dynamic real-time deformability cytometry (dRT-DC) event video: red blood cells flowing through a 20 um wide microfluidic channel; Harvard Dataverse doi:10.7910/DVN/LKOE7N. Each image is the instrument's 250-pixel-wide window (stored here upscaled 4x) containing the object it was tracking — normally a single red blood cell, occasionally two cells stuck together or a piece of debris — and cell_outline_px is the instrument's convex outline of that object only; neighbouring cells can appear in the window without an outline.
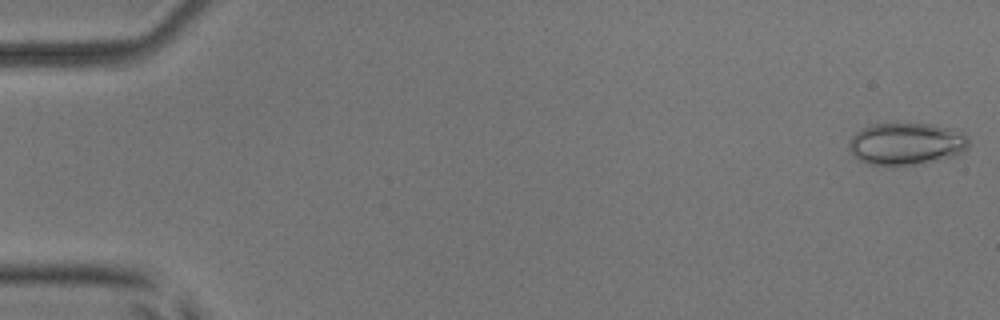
{"species": "common noctule bat (a hibernating species)", "species_latin": "Nyctalus noctula", "temperature_condition": "room temperature", "stored_images_in_passage": 5, "camera_frame_rate_fps": 3000, "um_per_image_px": 0.085, "animal": {"sex": "male", "body_mass_g": 17.9, "forearm_length_mm": 54.2}, "frame": {"image": 1, "passage_image": 5, "time_ms": 4.667, "image_size_px": [1000, 320], "cell_outline_px": [[968, 148], [960, 152], [948, 156], [916, 164], [892, 168], [868, 164], [860, 160], [848, 148], [848, 140], [856, 132], [872, 124], [896, 120], [932, 124], [964, 132], [968, 136]], "centroid_in_image_um": [76.97, 12.18], "position_along_channel_um": 8.0, "area_um2": 30.29}}